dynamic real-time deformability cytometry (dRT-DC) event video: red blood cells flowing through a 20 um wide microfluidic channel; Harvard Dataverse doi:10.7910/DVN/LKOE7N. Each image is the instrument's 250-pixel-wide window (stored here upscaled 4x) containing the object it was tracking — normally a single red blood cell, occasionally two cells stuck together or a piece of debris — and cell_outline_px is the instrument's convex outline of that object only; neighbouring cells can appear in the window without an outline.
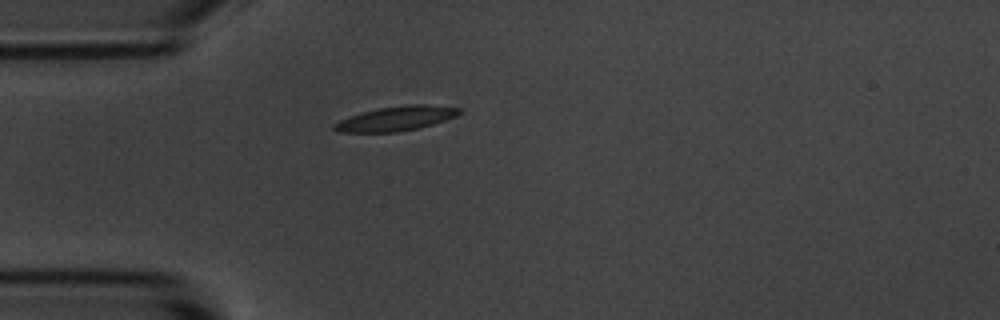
{"species": "common noctule bat (a hibernating species)", "species_latin": "Nyctalus noctula", "temperature_condition": "room temperature", "stored_images_in_passage": 1, "camera_frame_rate_fps": 3000, "um_per_image_px": 0.085, "animal": {"sex": "male", "body_mass_g": 20.1, "forearm_length_mm": 53.5}, "frame": {"image": 1, "passage_image": 1, "time_ms": 0.0, "image_size_px": [1000, 320], "cell_outline_px": [[460, 112], [456, 116], [432, 124], [416, 128], [396, 132], [340, 132], [332, 128], [332, 124], [340, 120], [360, 112], [380, 108], [408, 104], [428, 104], [460, 108]], "centroid_in_image_um": [33.63, 10.07], "position_along_channel_um": 51.4, "area_um2": 17.69}}